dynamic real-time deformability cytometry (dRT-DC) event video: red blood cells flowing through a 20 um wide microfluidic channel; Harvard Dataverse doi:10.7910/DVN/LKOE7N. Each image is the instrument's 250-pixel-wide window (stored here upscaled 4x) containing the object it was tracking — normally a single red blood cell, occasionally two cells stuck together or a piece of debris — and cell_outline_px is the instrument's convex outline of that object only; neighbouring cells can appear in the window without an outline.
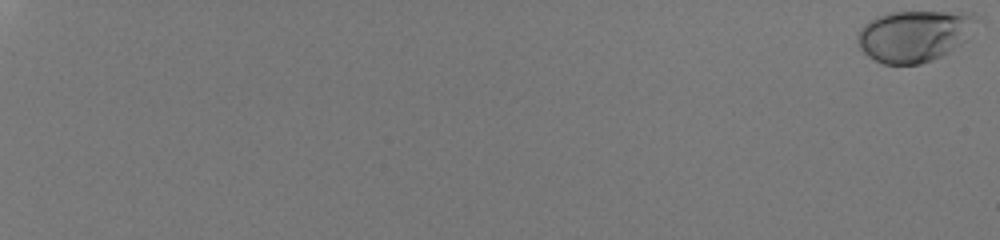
{"species": "human", "species_latin": "Homo sapiens", "temperature_condition": "room temperature", "stored_images_in_passage": 59, "camera_frame_rate_fps": 3000, "um_per_image_px": 0.085, "donor": {"sex": "male"}, "frame": {"image": 1, "passage_image": 1, "time_ms": 0.0, "image_size_px": [1000, 240], "cell_outline_px": [[984, 20], [972, 36], [968, 40], [948, 52], [932, 60], [920, 64], [884, 64], [868, 56], [860, 48], [856, 40], [856, 36], [860, 28], [868, 20], [876, 16], [888, 12], [972, 12], [980, 16]], "centroid_in_image_um": [77.82, 3.01], "position_along_channel_um": 7.2, "area_um2": 36.7}}
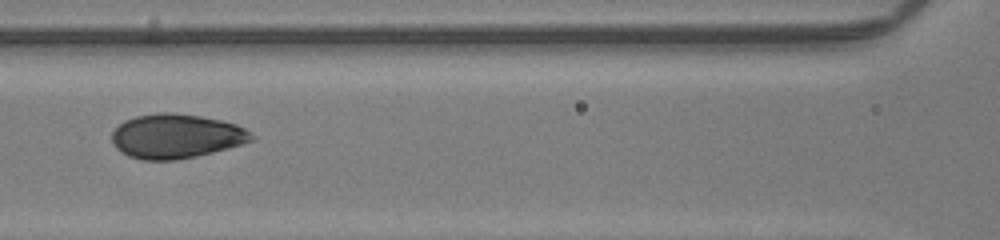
{"frame": {"image": 2, "passage_image": 34, "time_ms": 11.0, "image_size_px": [1000, 240], "cell_outline_px": [[256, 140], [244, 144], [196, 156], [176, 160], [140, 160], [128, 156], [116, 148], [112, 140], [112, 132], [124, 120], [136, 116], [160, 112], [168, 112], [200, 116], [220, 120], [236, 124], [252, 132], [256, 136]], "centroid_in_image_um": [15.0, 11.58], "position_along_channel_um": 151.6, "area_um2": 36.24}}
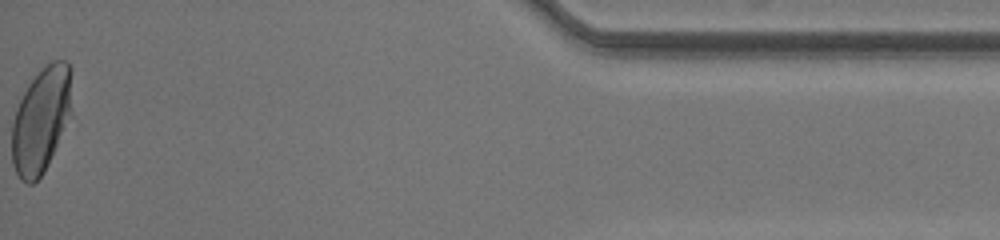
{"frame": {"image": 3, "passage_image": 59, "time_ms": 19.333, "image_size_px": [1000, 240], "cell_outline_px": [[72, 116], [44, 172], [32, 184], [28, 184], [20, 180], [12, 164], [12, 124], [16, 108], [28, 84], [52, 60], [68, 60], [72, 68]], "centroid_in_image_um": [3.54, 10.19], "position_along_channel_um": 431.7, "area_um2": 37.4}, "authors_computed_cell_mechanics": {"area_um2": 35.547, "velocity_mm_per_s": 4.0692, "shape_relaxation_time_tau1_ms": 3.1955, "shape_relaxation_time_tau2_ms": null, "deformation_change_tau1": 0.1495, "deformation_change_tau2": null}}